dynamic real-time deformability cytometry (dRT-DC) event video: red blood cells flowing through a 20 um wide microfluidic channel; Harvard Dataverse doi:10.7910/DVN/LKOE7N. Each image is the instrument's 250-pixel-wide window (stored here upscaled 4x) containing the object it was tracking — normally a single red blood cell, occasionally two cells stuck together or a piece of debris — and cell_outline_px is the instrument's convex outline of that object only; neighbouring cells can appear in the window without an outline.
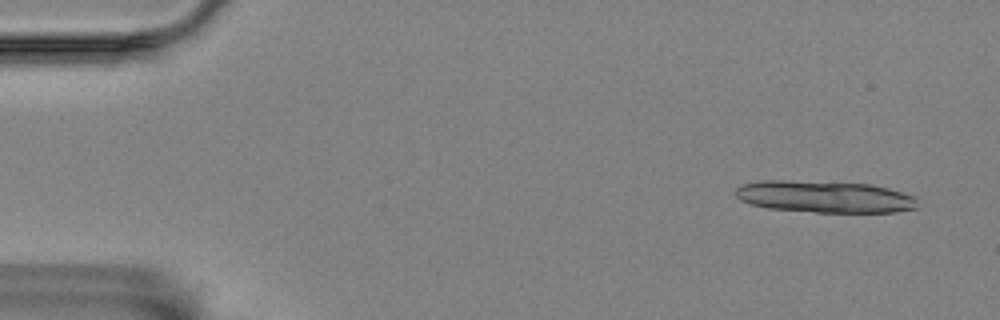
{"species": "Egyptian fruit bat (a non-hibernating species)", "species_latin": "Rousettus aegyptiacus", "temperature_condition": "room temperature", "stored_images_in_passage": 4, "camera_frame_rate_fps": 3000, "um_per_image_px": 0.085, "animal": {"sex": "female"}, "frame": {"image": 1, "passage_image": 1, "time_ms": 0.0, "image_size_px": [1000, 320], "cell_outline_px": [[916, 208], [896, 212], [816, 212], [768, 208], [748, 204], [740, 200], [736, 196], [736, 188], [744, 184], [760, 180], [784, 180], [872, 184], [888, 188], [916, 196]], "centroid_in_image_um": [70.08, 16.72], "position_along_channel_um": 14.9, "area_um2": 33.81}}